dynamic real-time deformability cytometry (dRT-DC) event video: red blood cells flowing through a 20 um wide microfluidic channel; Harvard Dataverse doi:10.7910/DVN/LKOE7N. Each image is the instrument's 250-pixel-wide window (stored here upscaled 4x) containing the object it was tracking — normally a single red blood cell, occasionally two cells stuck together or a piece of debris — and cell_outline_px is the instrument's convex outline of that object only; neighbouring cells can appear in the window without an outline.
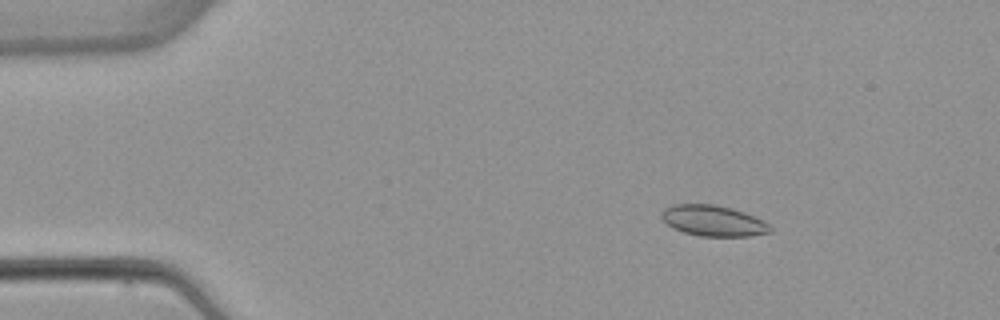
{"species": "common noctule bat (a hibernating species)", "species_latin": "Nyctalus noctula", "temperature_condition": "warm", "stored_images_in_passage": 4, "camera_frame_rate_fps": 3000, "um_per_image_px": 0.085, "animal": {"sex": "female", "body_mass_g": 22.7, "forearm_length_mm": 54.2}, "frame": {"image": 1, "passage_image": 2, "time_ms": 2.333, "image_size_px": [1000, 320], "cell_outline_px": [[772, 232], [752, 236], [700, 236], [684, 232], [672, 228], [660, 216], [664, 208], [672, 204], [716, 204], [732, 208], [744, 212], [768, 224], [772, 228]], "centroid_in_image_um": [60.61, 18.76], "position_along_channel_um": 24.4, "area_um2": 19.48}}